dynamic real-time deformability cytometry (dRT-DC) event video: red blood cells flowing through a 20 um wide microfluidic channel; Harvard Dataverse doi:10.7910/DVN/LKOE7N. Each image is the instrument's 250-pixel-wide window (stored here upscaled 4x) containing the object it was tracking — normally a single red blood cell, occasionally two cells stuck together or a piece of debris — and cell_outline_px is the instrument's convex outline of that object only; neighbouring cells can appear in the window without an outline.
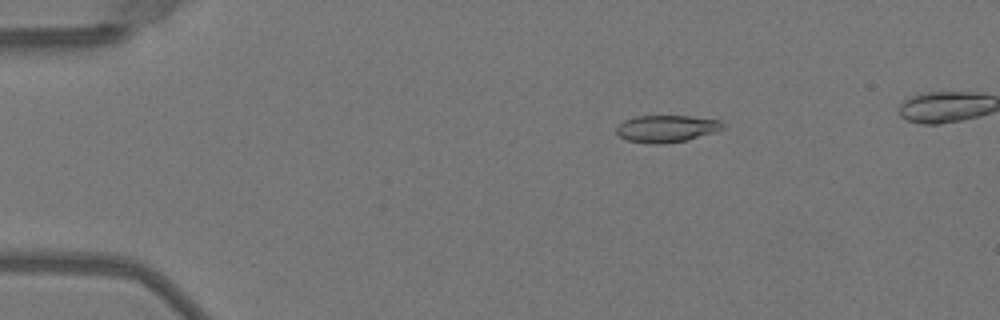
{"species": "Egyptian fruit bat (a non-hibernating species)", "species_latin": "Rousettus aegyptiacus", "temperature_condition": "warm", "stored_images_in_passage": 48, "camera_frame_rate_fps": 3000, "um_per_image_px": 0.085, "animal": {"sex": "female"}, "frame": {"image": 1, "passage_image": 9, "time_ms": 2.667, "image_size_px": [1000, 320], "cell_outline_px": [[724, 128], [716, 132], [688, 140], [664, 144], [648, 144], [628, 140], [620, 136], [616, 132], [616, 124], [624, 120], [636, 116], [688, 116], [720, 120], [724, 124]], "centroid_in_image_um": [56.65, 10.94], "position_along_channel_um": 28.4, "area_um2": 16.99}}
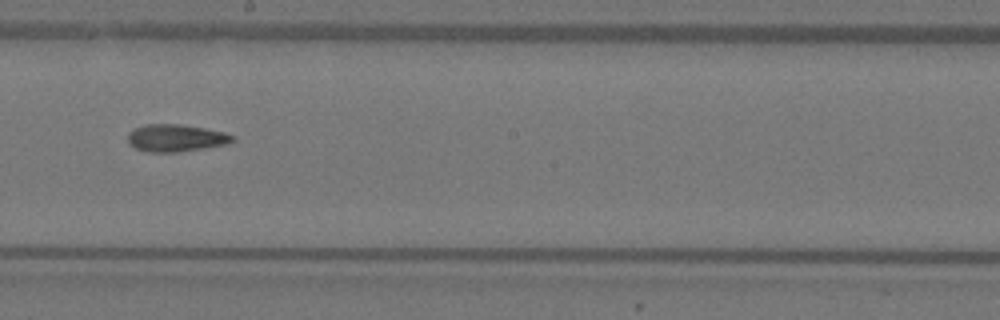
{"frame": {"image": 2, "passage_image": 29, "time_ms": 9.333, "image_size_px": [1000, 320], "cell_outline_px": [[236, 140], [228, 144], [204, 148], [176, 152], [148, 152], [136, 148], [128, 144], [128, 132], [136, 128], [148, 124], [180, 124], [204, 128], [224, 132], [236, 136]], "centroid_in_image_um": [14.98, 11.73], "position_along_channel_um": 233.2, "area_um2": 16.7}}
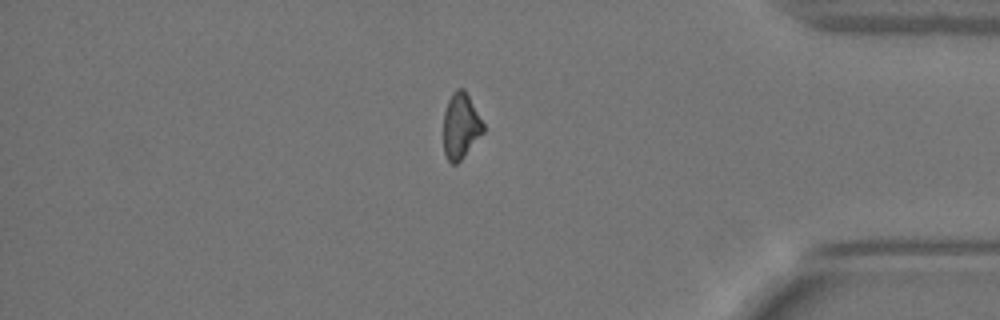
{"frame": {"image": 3, "passage_image": 43, "time_ms": 14.0, "image_size_px": [1000, 320], "cell_outline_px": [[484, 132], [460, 160], [456, 164], [452, 164], [448, 160], [444, 152], [444, 112], [448, 100], [452, 92], [456, 88], [464, 88], [484, 124]], "centroid_in_image_um": [39.16, 10.69], "position_along_channel_um": 396.0, "area_um2": 15.09}}